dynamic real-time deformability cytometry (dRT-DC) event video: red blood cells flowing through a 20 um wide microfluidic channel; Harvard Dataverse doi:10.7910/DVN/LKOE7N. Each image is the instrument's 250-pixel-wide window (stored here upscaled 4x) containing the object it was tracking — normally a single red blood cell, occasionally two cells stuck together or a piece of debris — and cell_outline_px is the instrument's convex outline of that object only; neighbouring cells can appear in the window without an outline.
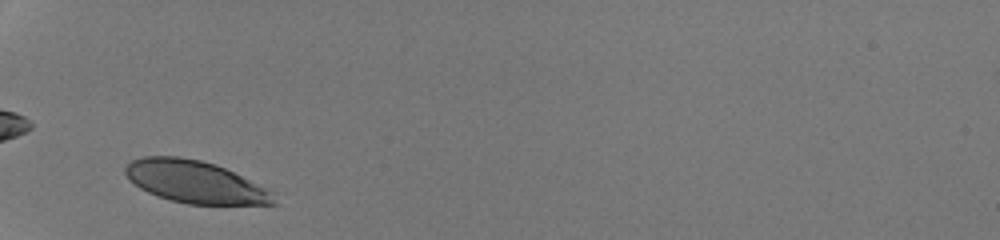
{"species": "human", "species_latin": "Homo sapiens", "temperature_condition": "room temperature", "stored_images_in_passage": 29, "camera_frame_rate_fps": 3000, "um_per_image_px": 0.085, "donor": {"sex": "male"}, "frame": {"image": 1, "passage_image": 1, "time_ms": 0.0, "image_size_px": [1000, 240], "cell_outline_px": [[280, 204], [188, 204], [172, 200], [148, 192], [140, 188], [128, 180], [124, 172], [124, 168], [132, 160], [144, 156], [180, 156], [200, 160], [216, 164], [268, 188], [272, 192]], "centroid_in_image_um": [16.59, 15.45], "position_along_channel_um": 68.4, "area_um2": 36.59}}
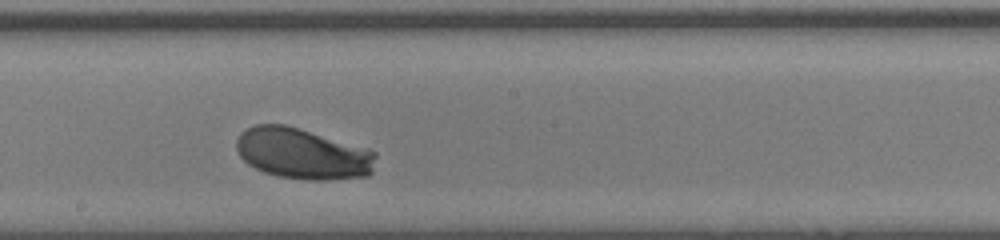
{"frame": {"image": 2, "passage_image": 13, "time_ms": 4.0, "image_size_px": [1000, 240], "cell_outline_px": [[376, 156], [372, 172], [368, 176], [328, 180], [308, 180], [276, 176], [264, 172], [248, 164], [240, 156], [236, 148], [236, 140], [240, 132], [256, 124], [284, 124], [376, 152]], "centroid_in_image_um": [25.68, 13.08], "position_along_channel_um": 222.5, "area_um2": 40.98}}
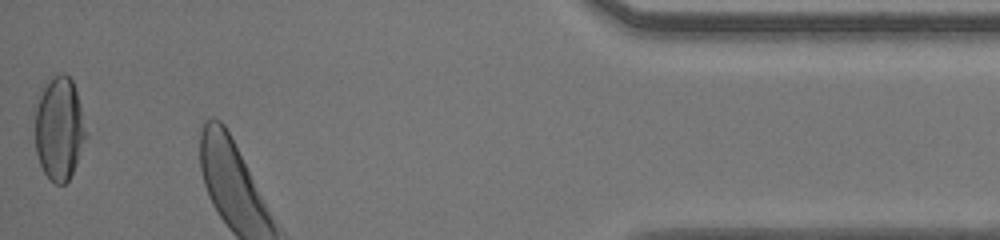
{"frame": {"image": 3, "passage_image": 29, "time_ms": 9.333, "image_size_px": [1000, 240], "cell_outline_px": [[88, 136], [76, 164], [68, 180], [64, 184], [56, 184], [44, 172], [40, 164], [36, 152], [32, 104], [40, 88], [48, 80], [64, 72], [72, 80], [80, 104], [88, 132]], "centroid_in_image_um": [4.99, 10.87], "position_along_channel_um": 430.2, "area_um2": 31.67}, "authors_computed_cell_mechanics": {"area_um2": 40.4022, "velocity_mm_per_s": 4.2163, "shape_relaxation_time_tau1_ms": 1.4051, "shape_relaxation_time_tau2_ms": null, "deformation_change_tau1": 0.0995, "deformation_change_tau2": null}}